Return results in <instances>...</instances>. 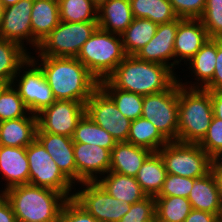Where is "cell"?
<instances>
[{
  "label": "cell",
  "instance_id": "6da1fadb",
  "mask_svg": "<svg viewBox=\"0 0 222 222\" xmlns=\"http://www.w3.org/2000/svg\"><path fill=\"white\" fill-rule=\"evenodd\" d=\"M30 57L42 69L56 100H73L86 104L99 87V81L77 58L50 56L35 58L31 54Z\"/></svg>",
  "mask_w": 222,
  "mask_h": 222
},
{
  "label": "cell",
  "instance_id": "7a4b0ae2",
  "mask_svg": "<svg viewBox=\"0 0 222 222\" xmlns=\"http://www.w3.org/2000/svg\"><path fill=\"white\" fill-rule=\"evenodd\" d=\"M168 66L127 55L106 78L115 88L142 96L167 90L178 78Z\"/></svg>",
  "mask_w": 222,
  "mask_h": 222
},
{
  "label": "cell",
  "instance_id": "3957f363",
  "mask_svg": "<svg viewBox=\"0 0 222 222\" xmlns=\"http://www.w3.org/2000/svg\"><path fill=\"white\" fill-rule=\"evenodd\" d=\"M9 201L17 222H57L67 198L55 190L23 184L0 191Z\"/></svg>",
  "mask_w": 222,
  "mask_h": 222
},
{
  "label": "cell",
  "instance_id": "277c9868",
  "mask_svg": "<svg viewBox=\"0 0 222 222\" xmlns=\"http://www.w3.org/2000/svg\"><path fill=\"white\" fill-rule=\"evenodd\" d=\"M178 142L199 144L213 119L211 91L186 88L178 81Z\"/></svg>",
  "mask_w": 222,
  "mask_h": 222
},
{
  "label": "cell",
  "instance_id": "5b68a950",
  "mask_svg": "<svg viewBox=\"0 0 222 222\" xmlns=\"http://www.w3.org/2000/svg\"><path fill=\"white\" fill-rule=\"evenodd\" d=\"M126 56L121 35L98 27L83 44L76 58L100 82L105 80Z\"/></svg>",
  "mask_w": 222,
  "mask_h": 222
},
{
  "label": "cell",
  "instance_id": "8992f818",
  "mask_svg": "<svg viewBox=\"0 0 222 222\" xmlns=\"http://www.w3.org/2000/svg\"><path fill=\"white\" fill-rule=\"evenodd\" d=\"M158 153L167 174L197 179L211 171L212 158L199 144L170 141Z\"/></svg>",
  "mask_w": 222,
  "mask_h": 222
},
{
  "label": "cell",
  "instance_id": "52a82bcc",
  "mask_svg": "<svg viewBox=\"0 0 222 222\" xmlns=\"http://www.w3.org/2000/svg\"><path fill=\"white\" fill-rule=\"evenodd\" d=\"M98 28L97 21L60 23L40 43L38 56L76 58L83 44Z\"/></svg>",
  "mask_w": 222,
  "mask_h": 222
},
{
  "label": "cell",
  "instance_id": "ba28073f",
  "mask_svg": "<svg viewBox=\"0 0 222 222\" xmlns=\"http://www.w3.org/2000/svg\"><path fill=\"white\" fill-rule=\"evenodd\" d=\"M141 117L170 142L178 141V79L165 91L143 96Z\"/></svg>",
  "mask_w": 222,
  "mask_h": 222
},
{
  "label": "cell",
  "instance_id": "9c48e42d",
  "mask_svg": "<svg viewBox=\"0 0 222 222\" xmlns=\"http://www.w3.org/2000/svg\"><path fill=\"white\" fill-rule=\"evenodd\" d=\"M11 84L31 114H39L56 101L42 69L31 57L19 67Z\"/></svg>",
  "mask_w": 222,
  "mask_h": 222
},
{
  "label": "cell",
  "instance_id": "30bf717a",
  "mask_svg": "<svg viewBox=\"0 0 222 222\" xmlns=\"http://www.w3.org/2000/svg\"><path fill=\"white\" fill-rule=\"evenodd\" d=\"M26 154L29 161L30 185L55 190L67 199L74 196V191L72 192L74 184L60 171L37 139L26 147Z\"/></svg>",
  "mask_w": 222,
  "mask_h": 222
},
{
  "label": "cell",
  "instance_id": "8fae6325",
  "mask_svg": "<svg viewBox=\"0 0 222 222\" xmlns=\"http://www.w3.org/2000/svg\"><path fill=\"white\" fill-rule=\"evenodd\" d=\"M73 198L99 222H118L129 211L131 204L111 196L98 182L80 183Z\"/></svg>",
  "mask_w": 222,
  "mask_h": 222
},
{
  "label": "cell",
  "instance_id": "7c38bea8",
  "mask_svg": "<svg viewBox=\"0 0 222 222\" xmlns=\"http://www.w3.org/2000/svg\"><path fill=\"white\" fill-rule=\"evenodd\" d=\"M85 113L116 142H127L132 121L118 110L113 100L100 87L85 104Z\"/></svg>",
  "mask_w": 222,
  "mask_h": 222
},
{
  "label": "cell",
  "instance_id": "4fadbf2b",
  "mask_svg": "<svg viewBox=\"0 0 222 222\" xmlns=\"http://www.w3.org/2000/svg\"><path fill=\"white\" fill-rule=\"evenodd\" d=\"M85 114V104L73 100H56L37 114V131L72 138L79 120Z\"/></svg>",
  "mask_w": 222,
  "mask_h": 222
},
{
  "label": "cell",
  "instance_id": "5bb4252c",
  "mask_svg": "<svg viewBox=\"0 0 222 222\" xmlns=\"http://www.w3.org/2000/svg\"><path fill=\"white\" fill-rule=\"evenodd\" d=\"M33 0H20L16 4L5 7L0 25V38L19 43L23 48L26 44L33 46L31 28V12Z\"/></svg>",
  "mask_w": 222,
  "mask_h": 222
},
{
  "label": "cell",
  "instance_id": "9a60e30c",
  "mask_svg": "<svg viewBox=\"0 0 222 222\" xmlns=\"http://www.w3.org/2000/svg\"><path fill=\"white\" fill-rule=\"evenodd\" d=\"M183 18L178 17L168 23L159 24L153 38L134 55L139 60L168 66L175 71L174 42L178 23ZM174 59V61H173ZM173 61L170 62L169 61Z\"/></svg>",
  "mask_w": 222,
  "mask_h": 222
},
{
  "label": "cell",
  "instance_id": "2e32d148",
  "mask_svg": "<svg viewBox=\"0 0 222 222\" xmlns=\"http://www.w3.org/2000/svg\"><path fill=\"white\" fill-rule=\"evenodd\" d=\"M76 183L97 182L98 177L109 172L111 151L96 145L74 143ZM97 174H99L97 176Z\"/></svg>",
  "mask_w": 222,
  "mask_h": 222
},
{
  "label": "cell",
  "instance_id": "e0dca14e",
  "mask_svg": "<svg viewBox=\"0 0 222 222\" xmlns=\"http://www.w3.org/2000/svg\"><path fill=\"white\" fill-rule=\"evenodd\" d=\"M208 39L206 28L200 19H182L178 23L174 42L175 67L182 60L184 64L187 63Z\"/></svg>",
  "mask_w": 222,
  "mask_h": 222
},
{
  "label": "cell",
  "instance_id": "ac0fdd59",
  "mask_svg": "<svg viewBox=\"0 0 222 222\" xmlns=\"http://www.w3.org/2000/svg\"><path fill=\"white\" fill-rule=\"evenodd\" d=\"M36 139L42 144L60 171L75 185L76 163L72 138L49 132H36Z\"/></svg>",
  "mask_w": 222,
  "mask_h": 222
},
{
  "label": "cell",
  "instance_id": "d6986e66",
  "mask_svg": "<svg viewBox=\"0 0 222 222\" xmlns=\"http://www.w3.org/2000/svg\"><path fill=\"white\" fill-rule=\"evenodd\" d=\"M0 172L6 178V186L29 184V161L25 147H9L0 145Z\"/></svg>",
  "mask_w": 222,
  "mask_h": 222
},
{
  "label": "cell",
  "instance_id": "ffe728a7",
  "mask_svg": "<svg viewBox=\"0 0 222 222\" xmlns=\"http://www.w3.org/2000/svg\"><path fill=\"white\" fill-rule=\"evenodd\" d=\"M37 115L30 112L22 118L0 122V145L27 147L36 139Z\"/></svg>",
  "mask_w": 222,
  "mask_h": 222
},
{
  "label": "cell",
  "instance_id": "44dd1931",
  "mask_svg": "<svg viewBox=\"0 0 222 222\" xmlns=\"http://www.w3.org/2000/svg\"><path fill=\"white\" fill-rule=\"evenodd\" d=\"M60 23L58 0H33L31 12V28L33 35V50Z\"/></svg>",
  "mask_w": 222,
  "mask_h": 222
},
{
  "label": "cell",
  "instance_id": "7402d4cb",
  "mask_svg": "<svg viewBox=\"0 0 222 222\" xmlns=\"http://www.w3.org/2000/svg\"><path fill=\"white\" fill-rule=\"evenodd\" d=\"M217 56V39H208L201 49L185 64H189L187 69H191V75L194 73L196 81L180 82L179 84L186 88H201L203 89L213 78ZM189 84V85H188Z\"/></svg>",
  "mask_w": 222,
  "mask_h": 222
},
{
  "label": "cell",
  "instance_id": "603a6c76",
  "mask_svg": "<svg viewBox=\"0 0 222 222\" xmlns=\"http://www.w3.org/2000/svg\"><path fill=\"white\" fill-rule=\"evenodd\" d=\"M187 199L192 209L222 216V202L212 171L201 178L194 179L193 188Z\"/></svg>",
  "mask_w": 222,
  "mask_h": 222
},
{
  "label": "cell",
  "instance_id": "cb8c5ba5",
  "mask_svg": "<svg viewBox=\"0 0 222 222\" xmlns=\"http://www.w3.org/2000/svg\"><path fill=\"white\" fill-rule=\"evenodd\" d=\"M152 152L128 142H117L111 151L109 171L136 177L139 169Z\"/></svg>",
  "mask_w": 222,
  "mask_h": 222
},
{
  "label": "cell",
  "instance_id": "d4e9b609",
  "mask_svg": "<svg viewBox=\"0 0 222 222\" xmlns=\"http://www.w3.org/2000/svg\"><path fill=\"white\" fill-rule=\"evenodd\" d=\"M129 0H109L97 10L98 27L121 35L133 21Z\"/></svg>",
  "mask_w": 222,
  "mask_h": 222
},
{
  "label": "cell",
  "instance_id": "484cf974",
  "mask_svg": "<svg viewBox=\"0 0 222 222\" xmlns=\"http://www.w3.org/2000/svg\"><path fill=\"white\" fill-rule=\"evenodd\" d=\"M105 175L100 176L97 182L114 198L133 204L147 197L135 177L110 171Z\"/></svg>",
  "mask_w": 222,
  "mask_h": 222
},
{
  "label": "cell",
  "instance_id": "4316f807",
  "mask_svg": "<svg viewBox=\"0 0 222 222\" xmlns=\"http://www.w3.org/2000/svg\"><path fill=\"white\" fill-rule=\"evenodd\" d=\"M167 171L160 154L152 152L139 169L136 180L147 196L156 197L162 189Z\"/></svg>",
  "mask_w": 222,
  "mask_h": 222
},
{
  "label": "cell",
  "instance_id": "83f0119b",
  "mask_svg": "<svg viewBox=\"0 0 222 222\" xmlns=\"http://www.w3.org/2000/svg\"><path fill=\"white\" fill-rule=\"evenodd\" d=\"M19 43L0 38V82L11 84L19 67L30 57L31 52Z\"/></svg>",
  "mask_w": 222,
  "mask_h": 222
},
{
  "label": "cell",
  "instance_id": "f1b7e54d",
  "mask_svg": "<svg viewBox=\"0 0 222 222\" xmlns=\"http://www.w3.org/2000/svg\"><path fill=\"white\" fill-rule=\"evenodd\" d=\"M127 142L151 152H158L169 141L149 120L140 117L131 122Z\"/></svg>",
  "mask_w": 222,
  "mask_h": 222
},
{
  "label": "cell",
  "instance_id": "f546056e",
  "mask_svg": "<svg viewBox=\"0 0 222 222\" xmlns=\"http://www.w3.org/2000/svg\"><path fill=\"white\" fill-rule=\"evenodd\" d=\"M158 24L146 18H134L121 34L126 55H135L155 35Z\"/></svg>",
  "mask_w": 222,
  "mask_h": 222
},
{
  "label": "cell",
  "instance_id": "4dcf8cb0",
  "mask_svg": "<svg viewBox=\"0 0 222 222\" xmlns=\"http://www.w3.org/2000/svg\"><path fill=\"white\" fill-rule=\"evenodd\" d=\"M72 141L74 143L96 145L110 151L117 143L106 130L97 125L86 113L79 120Z\"/></svg>",
  "mask_w": 222,
  "mask_h": 222
},
{
  "label": "cell",
  "instance_id": "1f68e13d",
  "mask_svg": "<svg viewBox=\"0 0 222 222\" xmlns=\"http://www.w3.org/2000/svg\"><path fill=\"white\" fill-rule=\"evenodd\" d=\"M134 18H146L156 24L168 23L178 16L168 0H129Z\"/></svg>",
  "mask_w": 222,
  "mask_h": 222
},
{
  "label": "cell",
  "instance_id": "d6a6232c",
  "mask_svg": "<svg viewBox=\"0 0 222 222\" xmlns=\"http://www.w3.org/2000/svg\"><path fill=\"white\" fill-rule=\"evenodd\" d=\"M99 87L113 100L118 110L131 121L141 117L143 96L117 89L106 79L99 82Z\"/></svg>",
  "mask_w": 222,
  "mask_h": 222
},
{
  "label": "cell",
  "instance_id": "836d02e7",
  "mask_svg": "<svg viewBox=\"0 0 222 222\" xmlns=\"http://www.w3.org/2000/svg\"><path fill=\"white\" fill-rule=\"evenodd\" d=\"M154 198L156 222H184L192 210L190 201L184 197Z\"/></svg>",
  "mask_w": 222,
  "mask_h": 222
},
{
  "label": "cell",
  "instance_id": "e575fe53",
  "mask_svg": "<svg viewBox=\"0 0 222 222\" xmlns=\"http://www.w3.org/2000/svg\"><path fill=\"white\" fill-rule=\"evenodd\" d=\"M60 21H97V8L91 0H58Z\"/></svg>",
  "mask_w": 222,
  "mask_h": 222
},
{
  "label": "cell",
  "instance_id": "d590c367",
  "mask_svg": "<svg viewBox=\"0 0 222 222\" xmlns=\"http://www.w3.org/2000/svg\"><path fill=\"white\" fill-rule=\"evenodd\" d=\"M29 113L22 98L12 84H8L0 93V122L22 118Z\"/></svg>",
  "mask_w": 222,
  "mask_h": 222
},
{
  "label": "cell",
  "instance_id": "8d00e7d4",
  "mask_svg": "<svg viewBox=\"0 0 222 222\" xmlns=\"http://www.w3.org/2000/svg\"><path fill=\"white\" fill-rule=\"evenodd\" d=\"M199 19L209 39H222V0H206L203 15Z\"/></svg>",
  "mask_w": 222,
  "mask_h": 222
},
{
  "label": "cell",
  "instance_id": "74e56055",
  "mask_svg": "<svg viewBox=\"0 0 222 222\" xmlns=\"http://www.w3.org/2000/svg\"><path fill=\"white\" fill-rule=\"evenodd\" d=\"M118 222H156L155 198L147 196L142 201L131 204L129 211Z\"/></svg>",
  "mask_w": 222,
  "mask_h": 222
},
{
  "label": "cell",
  "instance_id": "f35d334b",
  "mask_svg": "<svg viewBox=\"0 0 222 222\" xmlns=\"http://www.w3.org/2000/svg\"><path fill=\"white\" fill-rule=\"evenodd\" d=\"M194 185V179L167 174L162 189L156 197L180 196L188 198Z\"/></svg>",
  "mask_w": 222,
  "mask_h": 222
},
{
  "label": "cell",
  "instance_id": "ab89813d",
  "mask_svg": "<svg viewBox=\"0 0 222 222\" xmlns=\"http://www.w3.org/2000/svg\"><path fill=\"white\" fill-rule=\"evenodd\" d=\"M199 146L213 159L222 151V120L213 116L207 134Z\"/></svg>",
  "mask_w": 222,
  "mask_h": 222
},
{
  "label": "cell",
  "instance_id": "60d3db41",
  "mask_svg": "<svg viewBox=\"0 0 222 222\" xmlns=\"http://www.w3.org/2000/svg\"><path fill=\"white\" fill-rule=\"evenodd\" d=\"M57 222H99L73 197L64 203Z\"/></svg>",
  "mask_w": 222,
  "mask_h": 222
},
{
  "label": "cell",
  "instance_id": "b9f144b4",
  "mask_svg": "<svg viewBox=\"0 0 222 222\" xmlns=\"http://www.w3.org/2000/svg\"><path fill=\"white\" fill-rule=\"evenodd\" d=\"M180 18L199 19L203 15L206 0H168Z\"/></svg>",
  "mask_w": 222,
  "mask_h": 222
},
{
  "label": "cell",
  "instance_id": "7bdbcfd3",
  "mask_svg": "<svg viewBox=\"0 0 222 222\" xmlns=\"http://www.w3.org/2000/svg\"><path fill=\"white\" fill-rule=\"evenodd\" d=\"M207 91H222V40L217 39V56L212 80L203 88Z\"/></svg>",
  "mask_w": 222,
  "mask_h": 222
},
{
  "label": "cell",
  "instance_id": "ee69618b",
  "mask_svg": "<svg viewBox=\"0 0 222 222\" xmlns=\"http://www.w3.org/2000/svg\"><path fill=\"white\" fill-rule=\"evenodd\" d=\"M220 217L207 211L192 209L184 222H218Z\"/></svg>",
  "mask_w": 222,
  "mask_h": 222
},
{
  "label": "cell",
  "instance_id": "f6af8a7d",
  "mask_svg": "<svg viewBox=\"0 0 222 222\" xmlns=\"http://www.w3.org/2000/svg\"><path fill=\"white\" fill-rule=\"evenodd\" d=\"M0 222H17L9 201L2 193H0Z\"/></svg>",
  "mask_w": 222,
  "mask_h": 222
},
{
  "label": "cell",
  "instance_id": "bcb514c9",
  "mask_svg": "<svg viewBox=\"0 0 222 222\" xmlns=\"http://www.w3.org/2000/svg\"><path fill=\"white\" fill-rule=\"evenodd\" d=\"M213 115L222 120V91H211Z\"/></svg>",
  "mask_w": 222,
  "mask_h": 222
},
{
  "label": "cell",
  "instance_id": "7dc6e473",
  "mask_svg": "<svg viewBox=\"0 0 222 222\" xmlns=\"http://www.w3.org/2000/svg\"><path fill=\"white\" fill-rule=\"evenodd\" d=\"M211 171L216 179L218 191L222 202V169H211Z\"/></svg>",
  "mask_w": 222,
  "mask_h": 222
},
{
  "label": "cell",
  "instance_id": "c3c4849f",
  "mask_svg": "<svg viewBox=\"0 0 222 222\" xmlns=\"http://www.w3.org/2000/svg\"><path fill=\"white\" fill-rule=\"evenodd\" d=\"M211 169H222V151L212 159Z\"/></svg>",
  "mask_w": 222,
  "mask_h": 222
},
{
  "label": "cell",
  "instance_id": "681fc988",
  "mask_svg": "<svg viewBox=\"0 0 222 222\" xmlns=\"http://www.w3.org/2000/svg\"><path fill=\"white\" fill-rule=\"evenodd\" d=\"M94 6L98 9L102 5L106 4L109 0H91Z\"/></svg>",
  "mask_w": 222,
  "mask_h": 222
},
{
  "label": "cell",
  "instance_id": "f907efd6",
  "mask_svg": "<svg viewBox=\"0 0 222 222\" xmlns=\"http://www.w3.org/2000/svg\"><path fill=\"white\" fill-rule=\"evenodd\" d=\"M18 1L20 0H1V2L3 3L4 7H8L11 5L16 4Z\"/></svg>",
  "mask_w": 222,
  "mask_h": 222
},
{
  "label": "cell",
  "instance_id": "816d5d0a",
  "mask_svg": "<svg viewBox=\"0 0 222 222\" xmlns=\"http://www.w3.org/2000/svg\"><path fill=\"white\" fill-rule=\"evenodd\" d=\"M4 9H5V7H4L3 3L0 0V25H1V22H2L3 14H4Z\"/></svg>",
  "mask_w": 222,
  "mask_h": 222
},
{
  "label": "cell",
  "instance_id": "f5cc1de1",
  "mask_svg": "<svg viewBox=\"0 0 222 222\" xmlns=\"http://www.w3.org/2000/svg\"><path fill=\"white\" fill-rule=\"evenodd\" d=\"M7 86V84L1 83L0 82V93L1 91Z\"/></svg>",
  "mask_w": 222,
  "mask_h": 222
}]
</instances>
